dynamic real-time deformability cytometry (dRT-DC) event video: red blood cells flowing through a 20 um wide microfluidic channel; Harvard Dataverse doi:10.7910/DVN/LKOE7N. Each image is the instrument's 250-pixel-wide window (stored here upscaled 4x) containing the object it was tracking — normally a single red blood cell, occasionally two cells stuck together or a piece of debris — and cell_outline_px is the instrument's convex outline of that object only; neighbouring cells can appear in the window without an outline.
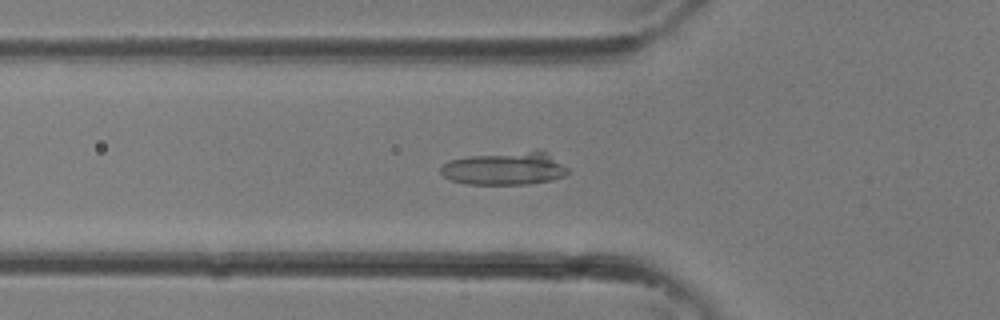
{"species": "common noctule bat (a hibernating species)", "species_latin": "Nyctalus noctula", "temperature_condition": "room temperature", "stored_images_in_passage": 33, "camera_frame_rate_fps": 3000, "um_per_image_px": 0.085, "animal": {"sex": "female"}, "frame": {"image": 1, "passage_image": 11, "time_ms": 3.333, "image_size_px": [1000, 320], "cell_outline_px": [[568, 172], [564, 176], [552, 180], [528, 184], [464, 184], [452, 180], [444, 176], [440, 172], [440, 168], [448, 160], [468, 156], [528, 152], [548, 152], [568, 168]], "centroid_in_image_um": [42.9, 14.34], "position_along_channel_um": 82.9, "area_um2": 24.04}}
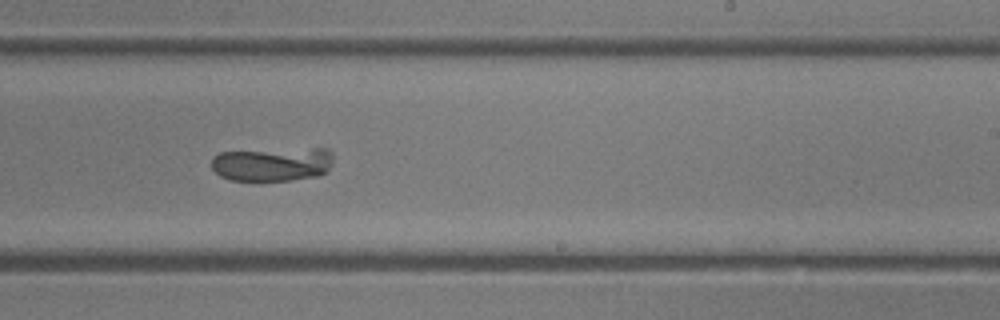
{"frame": {"image": 2, "passage_image": 20, "time_ms": 6.333, "image_size_px": [1000, 320], "cell_outline_px": [[332, 164], [320, 176], [292, 180], [228, 180], [220, 176], [212, 168], [212, 156], [220, 152], [312, 148], [328, 148], [332, 152]], "centroid_in_image_um": [23.17, 13.95], "position_along_channel_um": 265.8, "area_um2": 24.16}}
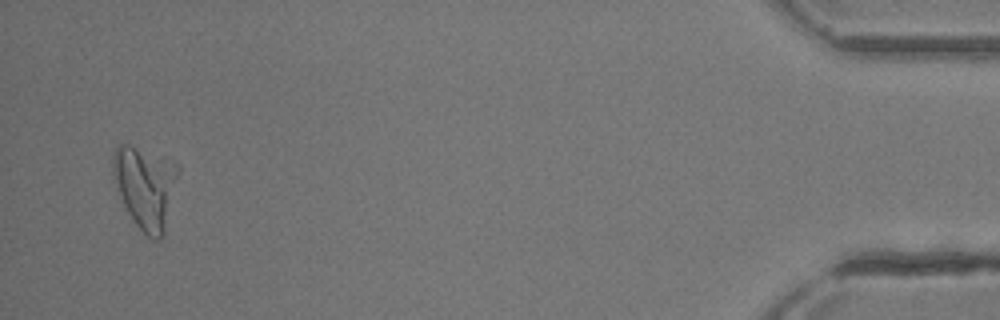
{"frame": {"image": 3, "passage_image": 32, "time_ms": 10.333, "image_size_px": [1000, 320], "cell_outline_px": [[164, 232], [160, 240], [156, 240], [148, 236], [136, 224], [128, 212], [120, 196], [112, 172], [112, 156], [116, 148], [120, 144], [128, 144], [140, 156], [164, 184]], "centroid_in_image_um": [11.87, 16.2], "position_along_channel_um": 423.3, "area_um2": 23.06}}